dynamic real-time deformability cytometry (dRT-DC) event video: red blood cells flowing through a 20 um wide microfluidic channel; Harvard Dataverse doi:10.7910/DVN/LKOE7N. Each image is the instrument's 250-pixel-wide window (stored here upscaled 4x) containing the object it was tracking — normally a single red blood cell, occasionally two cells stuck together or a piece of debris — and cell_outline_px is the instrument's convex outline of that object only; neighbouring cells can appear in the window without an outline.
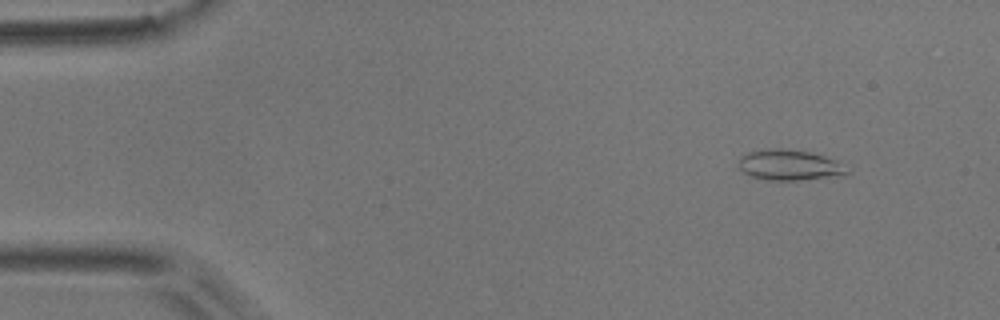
{"species": "common noctule bat (a hibernating species)", "species_latin": "Nyctalus noctula", "temperature_condition": "room temperature", "stored_images_in_passage": 5, "camera_frame_rate_fps": 3000, "um_per_image_px": 0.085, "animal": {"sex": "male", "body_mass_g": 17.9}, "frame": {"image": 1, "passage_image": 5, "time_ms": 1.333, "image_size_px": [1000, 320], "cell_outline_px": [[848, 172], [844, 176], [796, 180], [768, 180], [748, 176], [740, 168], [740, 156], [748, 152], [764, 148], [780, 148], [808, 152], [824, 156], [836, 160]], "centroid_in_image_um": [67.07, 14.03], "position_along_channel_um": 17.9, "area_um2": 19.25}}